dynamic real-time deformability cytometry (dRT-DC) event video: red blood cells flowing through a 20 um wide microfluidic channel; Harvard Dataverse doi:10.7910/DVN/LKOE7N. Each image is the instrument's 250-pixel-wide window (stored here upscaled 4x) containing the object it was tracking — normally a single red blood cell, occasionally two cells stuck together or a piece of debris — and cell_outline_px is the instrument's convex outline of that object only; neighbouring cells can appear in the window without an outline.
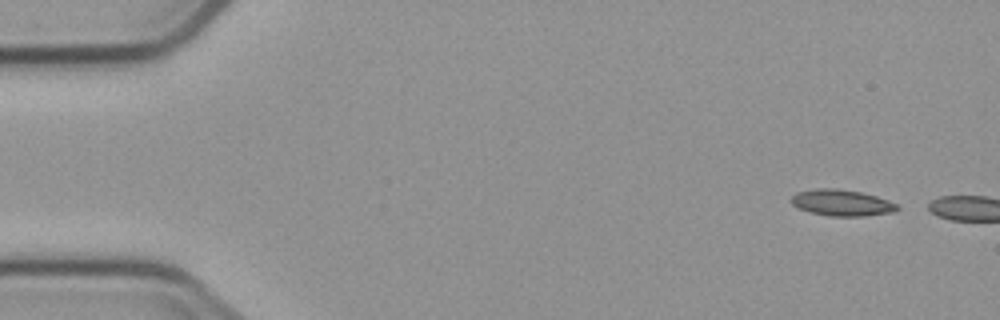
{"species": "common noctule bat (a hibernating species)", "species_latin": "Nyctalus noctula", "temperature_condition": "cold", "stored_images_in_passage": 2, "camera_frame_rate_fps": 3000, "um_per_image_px": 0.085, "animal": {"sex": "male", "body_mass_g": 23.1, "forearm_length_mm": 52.7}, "frame": {"image": 1, "passage_image": 1, "time_ms": 0.0, "image_size_px": [1000, 320], "cell_outline_px": [[900, 208], [892, 212], [864, 216], [832, 216], [812, 212], [800, 208], [792, 204], [792, 196], [796, 192], [816, 188], [836, 188], [860, 192], [876, 196], [888, 200], [896, 204]], "centroid_in_image_um": [71.56, 17.22], "position_along_channel_um": 13.4, "area_um2": 16.01}}